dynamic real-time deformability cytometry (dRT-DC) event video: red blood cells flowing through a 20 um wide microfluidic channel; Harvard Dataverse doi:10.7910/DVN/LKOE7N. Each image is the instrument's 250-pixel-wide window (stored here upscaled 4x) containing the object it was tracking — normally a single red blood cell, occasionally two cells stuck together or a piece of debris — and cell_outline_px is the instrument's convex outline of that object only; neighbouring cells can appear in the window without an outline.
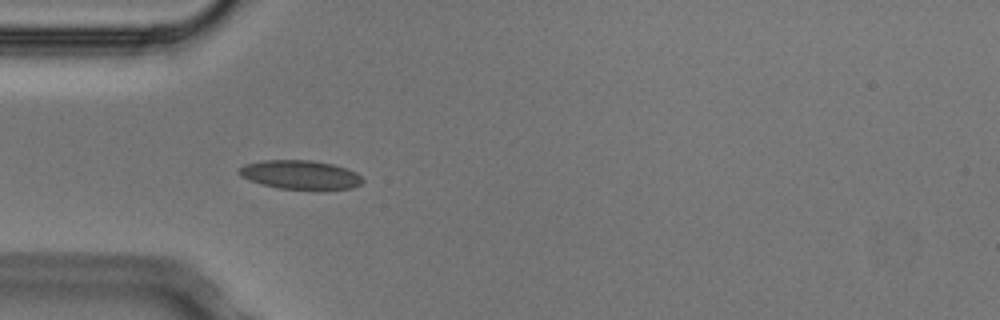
{"species": "Egyptian fruit bat (a non-hibernating species)", "species_latin": "Rousettus aegyptiacus", "temperature_condition": "cold", "stored_images_in_passage": 6, "camera_frame_rate_fps": 3000, "um_per_image_px": 0.085, "animal": {"sex": "male"}, "frame": {"image": 1, "passage_image": 5, "time_ms": 1.333, "image_size_px": [1000, 320], "cell_outline_px": [[364, 180], [360, 184], [352, 188], [280, 188], [260, 184], [240, 176], [236, 172], [244, 164], [260, 160], [312, 160], [332, 164], [356, 172]], "centroid_in_image_um": [25.46, 14.83], "position_along_channel_um": 59.5, "area_um2": 20.46}}
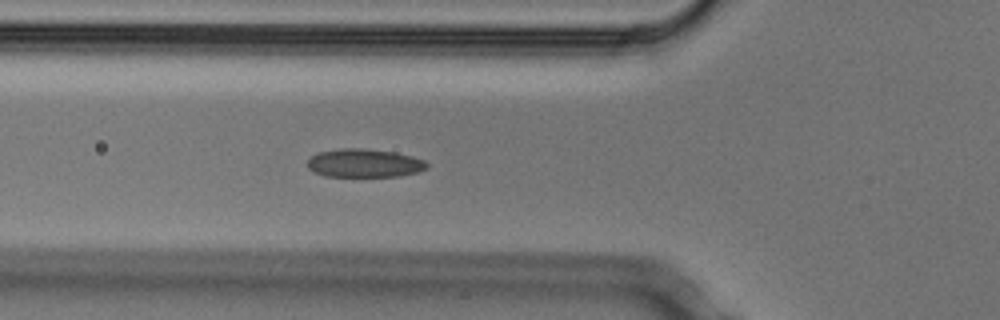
{"frame": {"image": 2, "passage_image": 6, "time_ms": 1.667, "image_size_px": [1000, 320], "cell_outline_px": [[428, 168], [420, 172], [400, 176], [324, 176], [308, 168], [308, 160], [312, 156], [320, 152], [340, 148], [360, 148], [396, 152], [412, 156], [424, 160], [428, 164]], "centroid_in_image_um": [31.02, 13.86], "position_along_channel_um": 94.8, "area_um2": 19.77}}